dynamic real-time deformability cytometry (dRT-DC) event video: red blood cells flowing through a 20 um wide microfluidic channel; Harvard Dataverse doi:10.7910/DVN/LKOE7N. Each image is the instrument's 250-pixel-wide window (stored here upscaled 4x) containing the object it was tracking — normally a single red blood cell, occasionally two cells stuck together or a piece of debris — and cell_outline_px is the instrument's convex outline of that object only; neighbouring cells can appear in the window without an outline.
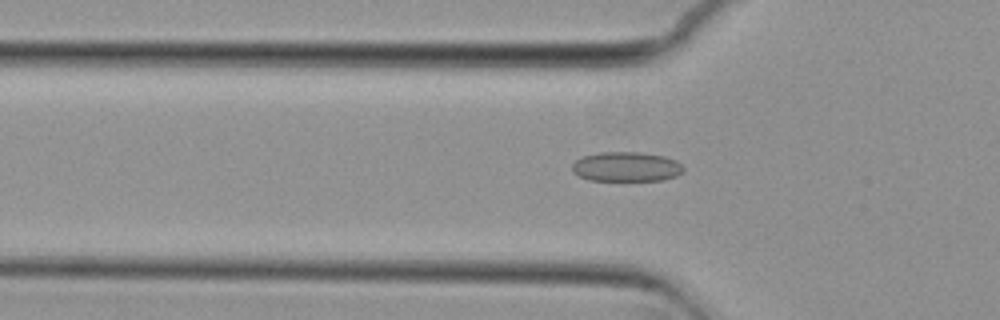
{"species": "common noctule bat (a hibernating species)", "species_latin": "Nyctalus noctula", "temperature_condition": "cold", "stored_images_in_passage": 51, "camera_frame_rate_fps": 3000, "um_per_image_px": 0.085, "animal": {"sex": "female", "body_mass_g": 29.2, "forearm_length_mm": 56.3}, "frame": {"image": 1, "passage_image": 17, "time_ms": 5.333, "image_size_px": [1000, 320], "cell_outline_px": [[684, 172], [676, 176], [660, 180], [588, 180], [572, 172], [572, 164], [576, 160], [584, 156], [600, 152], [640, 152], [664, 156], [676, 160], [684, 168]], "centroid_in_image_um": [53.24, 14.17], "position_along_channel_um": 72.6, "area_um2": 19.19}}
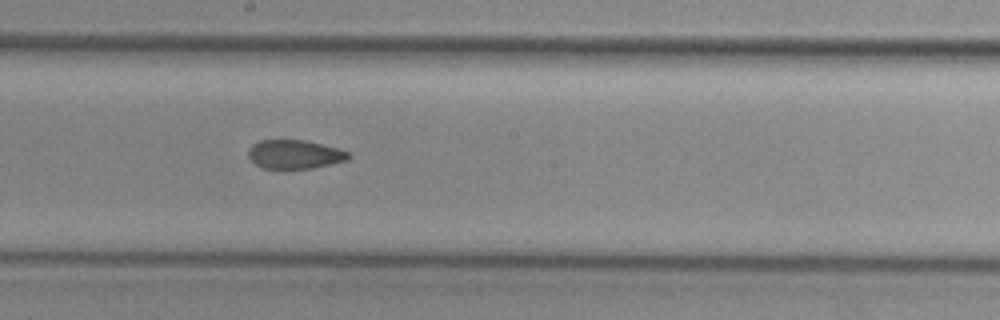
{"frame": {"image": 2, "passage_image": 29, "time_ms": 9.333, "image_size_px": [1000, 320], "cell_outline_px": [[352, 156], [348, 160], [312, 168], [264, 168], [256, 164], [248, 156], [248, 148], [252, 144], [260, 140], [304, 140], [336, 148], [348, 152]], "centroid_in_image_um": [25.03, 13.11], "position_along_channel_um": 223.2, "area_um2": 16.65}}
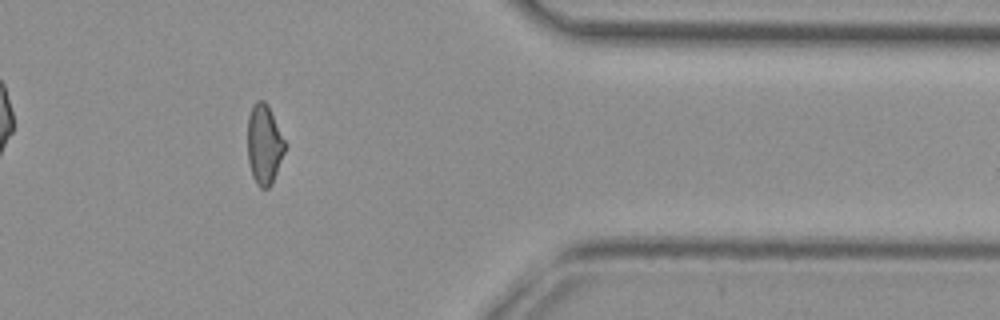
{"frame": {"image": 3, "passage_image": 44, "time_ms": 14.333, "image_size_px": [1000, 320], "cell_outline_px": [[288, 144], [272, 184], [268, 188], [260, 188], [256, 184], [252, 176], [248, 160], [248, 116], [252, 104], [256, 100], [264, 100], [268, 104]], "centroid_in_image_um": [22.48, 12.25], "position_along_channel_um": 388.9, "area_um2": 17.86}}